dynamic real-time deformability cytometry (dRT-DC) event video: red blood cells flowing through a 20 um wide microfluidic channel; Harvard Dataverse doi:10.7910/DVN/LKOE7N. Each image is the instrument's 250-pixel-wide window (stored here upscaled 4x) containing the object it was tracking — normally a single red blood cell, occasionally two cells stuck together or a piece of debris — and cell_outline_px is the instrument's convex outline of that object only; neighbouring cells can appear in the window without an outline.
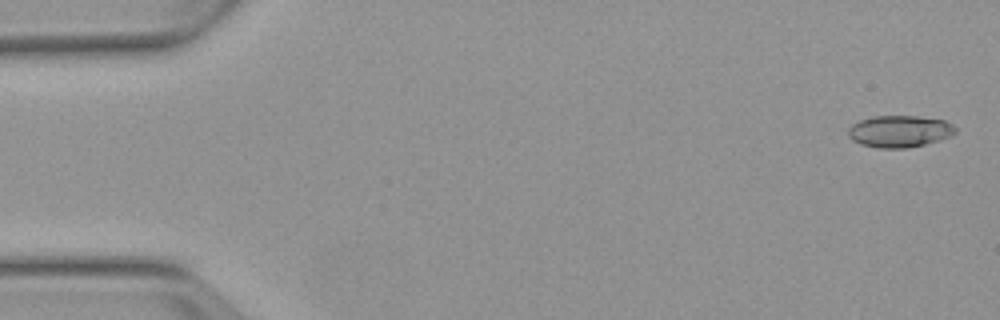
{"species": "Egyptian fruit bat (a non-hibernating species)", "species_latin": "Rousettus aegyptiacus", "temperature_condition": "warm", "stored_images_in_passage": 8, "segment_of_instrument_passage": [1, 2], "camera_frame_rate_fps": 3000, "um_per_image_px": 0.085, "animal": {"sex": "female"}, "frame": {"image": 1, "passage_image": 1, "time_ms": 0.0, "image_size_px": [1000, 320], "cell_outline_px": [[956, 132], [952, 136], [924, 144], [908, 148], [880, 148], [860, 144], [852, 140], [848, 136], [848, 128], [852, 124], [860, 120], [872, 116], [916, 116], [944, 120], [952, 124], [956, 128]], "centroid_in_image_um": [76.45, 11.16], "position_along_channel_um": 8.6, "area_um2": 19.94}}
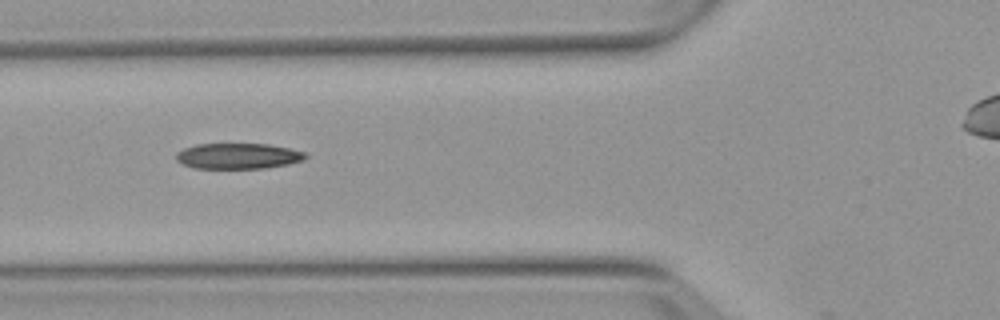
{"frame": {"image": 2, "passage_image": 6, "time_ms": 6.0, "image_size_px": [1000, 320], "cell_outline_px": [[308, 156], [304, 160], [288, 164], [264, 168], [192, 168], [176, 160], [176, 152], [184, 148], [196, 144], [268, 144], [288, 148], [304, 152]], "centroid_in_image_um": [20.22, 13.26], "position_along_channel_um": 105.6, "area_um2": 19.31}}
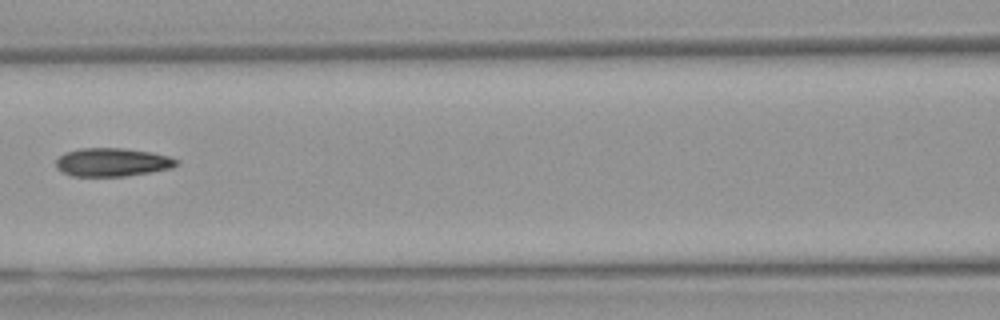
{"frame": {"image": 3, "passage_image": 7, "time_ms": 7.333, "image_size_px": [1000, 320], "cell_outline_px": [[180, 164], [172, 168], [152, 172], [124, 176], [72, 176], [56, 168], [56, 160], [64, 152], [80, 148], [124, 148], [152, 152], [168, 156], [180, 160]], "centroid_in_image_um": [9.58, 13.78], "position_along_channel_um": 157.0, "area_um2": 20.11}}